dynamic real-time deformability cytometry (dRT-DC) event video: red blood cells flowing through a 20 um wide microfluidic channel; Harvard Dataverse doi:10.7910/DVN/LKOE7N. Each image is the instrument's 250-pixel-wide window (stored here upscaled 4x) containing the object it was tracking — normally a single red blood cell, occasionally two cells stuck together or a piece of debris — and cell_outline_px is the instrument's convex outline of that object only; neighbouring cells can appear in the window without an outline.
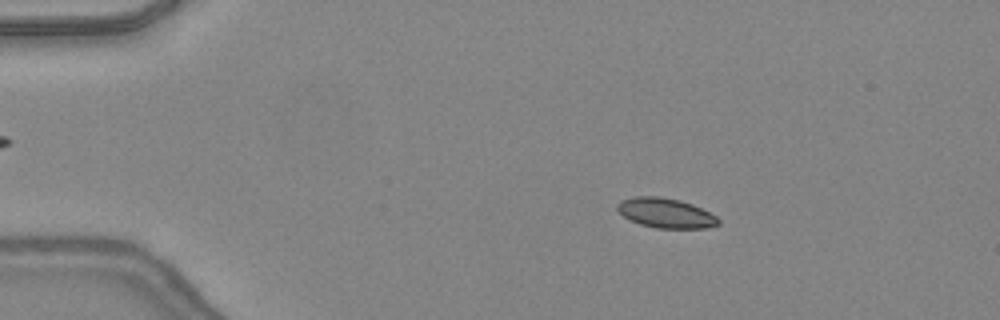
{"species": "common noctule bat (a hibernating species)", "species_latin": "Nyctalus noctula", "temperature_condition": "warm", "stored_images_in_passage": 48, "camera_frame_rate_fps": 3000, "um_per_image_px": 0.085, "animal": {"sex": "female", "body_mass_g": 24.6, "forearm_length_mm": 56.2}, "frame": {"image": 1, "passage_image": 9, "time_ms": 2.667, "image_size_px": [1000, 320], "cell_outline_px": [[720, 224], [708, 228], [656, 228], [640, 224], [624, 216], [616, 208], [616, 204], [620, 200], [636, 196], [660, 196], [680, 200], [692, 204], [716, 216], [720, 220]], "centroid_in_image_um": [56.59, 18.1], "position_along_channel_um": 28.4, "area_um2": 17.51}}
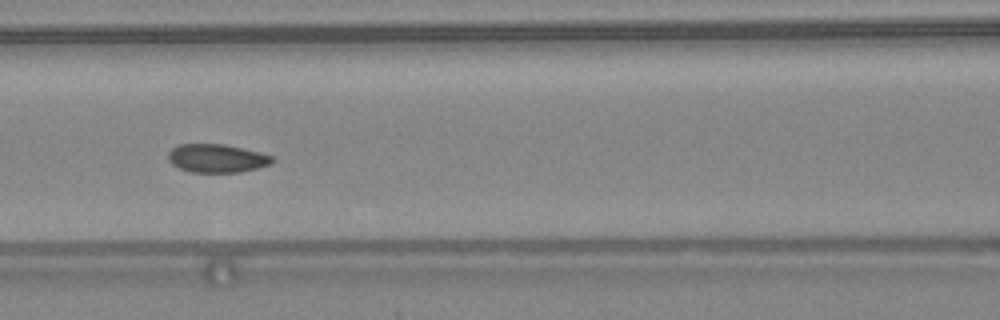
{"frame": {"image": 2, "passage_image": 22, "time_ms": 7.0, "image_size_px": [1000, 320], "cell_outline_px": [[272, 164], [240, 172], [188, 172], [172, 164], [168, 160], [168, 152], [176, 144], [224, 144], [260, 152], [272, 156]], "centroid_in_image_um": [18.39, 13.45], "position_along_channel_um": 148.2, "area_um2": 17.22}}
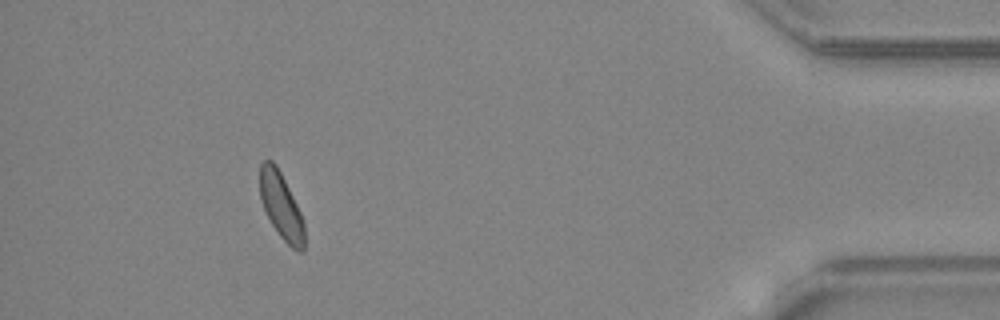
{"frame": {"image": 3, "passage_image": 44, "time_ms": 14.333, "image_size_px": [1000, 320], "cell_outline_px": [[304, 252], [300, 252], [292, 248], [280, 236], [272, 224], [264, 208], [260, 196], [260, 164], [264, 160], [272, 160], [276, 164], [300, 212], [304, 224]], "centroid_in_image_um": [23.9, 17.51], "position_along_channel_um": 411.3, "area_um2": 16.82}, "authors_computed_cell_mechanics": {"area_um2": 17.629, "velocity_mm_per_s": 4.3786, "shape_relaxation_time_tau1_ms": 9.4451, "shape_relaxation_time_tau2_ms": 1.705, "deformation_change_tau1": 0.149, "deformation_change_tau2": 0.0674}}